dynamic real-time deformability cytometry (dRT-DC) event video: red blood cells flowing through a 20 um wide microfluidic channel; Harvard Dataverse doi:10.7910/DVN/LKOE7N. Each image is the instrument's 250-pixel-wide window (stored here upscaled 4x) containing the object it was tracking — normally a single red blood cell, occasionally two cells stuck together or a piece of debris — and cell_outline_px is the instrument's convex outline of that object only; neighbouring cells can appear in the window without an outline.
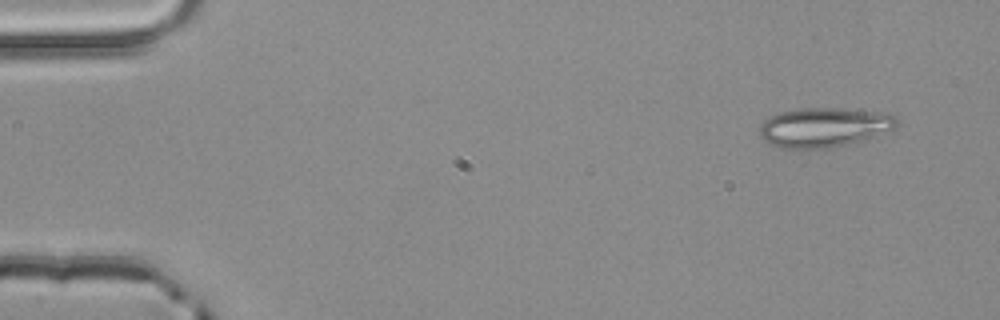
{"species": "common noctule bat (a hibernating species)", "species_latin": "Nyctalus noctula", "temperature_condition": "room temperature", "stored_images_in_passage": 4, "segment_of_instrument_passage": [1, 2], "camera_frame_rate_fps": 3000, "um_per_image_px": 0.085, "animal": {"sex": "male", "body_mass_g": 20.4}, "frame": {"image": 1, "passage_image": 1, "time_ms": 0.0, "image_size_px": [1000, 320], "cell_outline_px": [[900, 124], [868, 140], [848, 144], [824, 148], [780, 148], [764, 140], [760, 136], [760, 124], [764, 120], [780, 112], [800, 108], [832, 108], [888, 112], [896, 116]], "centroid_in_image_um": [70.09, 10.81], "position_along_channel_um": 14.9, "area_um2": 31.67}}